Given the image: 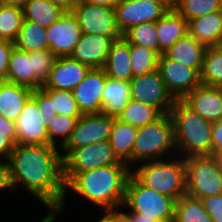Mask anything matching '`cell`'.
<instances>
[{"label": "cell", "instance_id": "4fadbf2b", "mask_svg": "<svg viewBox=\"0 0 222 222\" xmlns=\"http://www.w3.org/2000/svg\"><path fill=\"white\" fill-rule=\"evenodd\" d=\"M114 118L102 113L83 114L77 120L70 138L61 149H77L92 143L109 140Z\"/></svg>", "mask_w": 222, "mask_h": 222}, {"label": "cell", "instance_id": "f546056e", "mask_svg": "<svg viewBox=\"0 0 222 222\" xmlns=\"http://www.w3.org/2000/svg\"><path fill=\"white\" fill-rule=\"evenodd\" d=\"M201 84L222 88V46H208L200 72Z\"/></svg>", "mask_w": 222, "mask_h": 222}, {"label": "cell", "instance_id": "d6986e66", "mask_svg": "<svg viewBox=\"0 0 222 222\" xmlns=\"http://www.w3.org/2000/svg\"><path fill=\"white\" fill-rule=\"evenodd\" d=\"M201 117L211 122L222 118V88L200 84L182 99Z\"/></svg>", "mask_w": 222, "mask_h": 222}, {"label": "cell", "instance_id": "cb8c5ba5", "mask_svg": "<svg viewBox=\"0 0 222 222\" xmlns=\"http://www.w3.org/2000/svg\"><path fill=\"white\" fill-rule=\"evenodd\" d=\"M206 46L198 42L189 33L177 40L163 54L171 60L179 61L186 66L195 68L199 73L203 65Z\"/></svg>", "mask_w": 222, "mask_h": 222}, {"label": "cell", "instance_id": "e0dca14e", "mask_svg": "<svg viewBox=\"0 0 222 222\" xmlns=\"http://www.w3.org/2000/svg\"><path fill=\"white\" fill-rule=\"evenodd\" d=\"M91 68L70 56L57 57L41 89L72 91Z\"/></svg>", "mask_w": 222, "mask_h": 222}, {"label": "cell", "instance_id": "8fae6325", "mask_svg": "<svg viewBox=\"0 0 222 222\" xmlns=\"http://www.w3.org/2000/svg\"><path fill=\"white\" fill-rule=\"evenodd\" d=\"M72 12L83 34L122 37L116 26L115 7L78 3Z\"/></svg>", "mask_w": 222, "mask_h": 222}, {"label": "cell", "instance_id": "b9f144b4", "mask_svg": "<svg viewBox=\"0 0 222 222\" xmlns=\"http://www.w3.org/2000/svg\"><path fill=\"white\" fill-rule=\"evenodd\" d=\"M14 42L0 39V81H6L9 61Z\"/></svg>", "mask_w": 222, "mask_h": 222}, {"label": "cell", "instance_id": "7402d4cb", "mask_svg": "<svg viewBox=\"0 0 222 222\" xmlns=\"http://www.w3.org/2000/svg\"><path fill=\"white\" fill-rule=\"evenodd\" d=\"M188 33L206 47L220 46L222 38V10L189 20Z\"/></svg>", "mask_w": 222, "mask_h": 222}, {"label": "cell", "instance_id": "4316f807", "mask_svg": "<svg viewBox=\"0 0 222 222\" xmlns=\"http://www.w3.org/2000/svg\"><path fill=\"white\" fill-rule=\"evenodd\" d=\"M6 81L29 87L33 90L32 52L12 49Z\"/></svg>", "mask_w": 222, "mask_h": 222}, {"label": "cell", "instance_id": "83f0119b", "mask_svg": "<svg viewBox=\"0 0 222 222\" xmlns=\"http://www.w3.org/2000/svg\"><path fill=\"white\" fill-rule=\"evenodd\" d=\"M22 11L23 19L44 28L52 25L65 12L50 0H29L22 8Z\"/></svg>", "mask_w": 222, "mask_h": 222}, {"label": "cell", "instance_id": "c3c4849f", "mask_svg": "<svg viewBox=\"0 0 222 222\" xmlns=\"http://www.w3.org/2000/svg\"><path fill=\"white\" fill-rule=\"evenodd\" d=\"M128 220L129 222H158L153 218L144 217L142 214L136 213H125V211H120Z\"/></svg>", "mask_w": 222, "mask_h": 222}, {"label": "cell", "instance_id": "f6af8a7d", "mask_svg": "<svg viewBox=\"0 0 222 222\" xmlns=\"http://www.w3.org/2000/svg\"><path fill=\"white\" fill-rule=\"evenodd\" d=\"M16 145L17 143L10 136L0 134V157L8 161L10 153Z\"/></svg>", "mask_w": 222, "mask_h": 222}, {"label": "cell", "instance_id": "d590c367", "mask_svg": "<svg viewBox=\"0 0 222 222\" xmlns=\"http://www.w3.org/2000/svg\"><path fill=\"white\" fill-rule=\"evenodd\" d=\"M159 55L152 49L130 44V62L133 76H140L157 69Z\"/></svg>", "mask_w": 222, "mask_h": 222}, {"label": "cell", "instance_id": "7a4b0ae2", "mask_svg": "<svg viewBox=\"0 0 222 222\" xmlns=\"http://www.w3.org/2000/svg\"><path fill=\"white\" fill-rule=\"evenodd\" d=\"M131 175L127 164H113L81 173H63L65 189L79 194L104 211H117L124 203Z\"/></svg>", "mask_w": 222, "mask_h": 222}, {"label": "cell", "instance_id": "ba28073f", "mask_svg": "<svg viewBox=\"0 0 222 222\" xmlns=\"http://www.w3.org/2000/svg\"><path fill=\"white\" fill-rule=\"evenodd\" d=\"M62 150L63 173H81L108 165L126 164L117 158L109 140L60 151Z\"/></svg>", "mask_w": 222, "mask_h": 222}, {"label": "cell", "instance_id": "277c9868", "mask_svg": "<svg viewBox=\"0 0 222 222\" xmlns=\"http://www.w3.org/2000/svg\"><path fill=\"white\" fill-rule=\"evenodd\" d=\"M180 157L169 162L159 159L137 164L131 174L147 188L177 201L187 193L186 163L185 158Z\"/></svg>", "mask_w": 222, "mask_h": 222}, {"label": "cell", "instance_id": "db71d44e", "mask_svg": "<svg viewBox=\"0 0 222 222\" xmlns=\"http://www.w3.org/2000/svg\"><path fill=\"white\" fill-rule=\"evenodd\" d=\"M56 217L53 214H45V217L40 222H54Z\"/></svg>", "mask_w": 222, "mask_h": 222}, {"label": "cell", "instance_id": "9f6ffc18", "mask_svg": "<svg viewBox=\"0 0 222 222\" xmlns=\"http://www.w3.org/2000/svg\"><path fill=\"white\" fill-rule=\"evenodd\" d=\"M218 157H219L220 162H221V164H222V154H220Z\"/></svg>", "mask_w": 222, "mask_h": 222}, {"label": "cell", "instance_id": "7dc6e473", "mask_svg": "<svg viewBox=\"0 0 222 222\" xmlns=\"http://www.w3.org/2000/svg\"><path fill=\"white\" fill-rule=\"evenodd\" d=\"M53 4L60 7L65 12H72L78 4V0H50Z\"/></svg>", "mask_w": 222, "mask_h": 222}, {"label": "cell", "instance_id": "816d5d0a", "mask_svg": "<svg viewBox=\"0 0 222 222\" xmlns=\"http://www.w3.org/2000/svg\"><path fill=\"white\" fill-rule=\"evenodd\" d=\"M105 215L98 222H116V211H104Z\"/></svg>", "mask_w": 222, "mask_h": 222}, {"label": "cell", "instance_id": "e575fe53", "mask_svg": "<svg viewBox=\"0 0 222 222\" xmlns=\"http://www.w3.org/2000/svg\"><path fill=\"white\" fill-rule=\"evenodd\" d=\"M22 21L21 8L0 3V39L14 42L18 37Z\"/></svg>", "mask_w": 222, "mask_h": 222}, {"label": "cell", "instance_id": "836d02e7", "mask_svg": "<svg viewBox=\"0 0 222 222\" xmlns=\"http://www.w3.org/2000/svg\"><path fill=\"white\" fill-rule=\"evenodd\" d=\"M174 9L187 21L222 10V0H175Z\"/></svg>", "mask_w": 222, "mask_h": 222}, {"label": "cell", "instance_id": "8992f818", "mask_svg": "<svg viewBox=\"0 0 222 222\" xmlns=\"http://www.w3.org/2000/svg\"><path fill=\"white\" fill-rule=\"evenodd\" d=\"M131 213L142 214L158 222H174L175 200L141 184L129 176L123 206Z\"/></svg>", "mask_w": 222, "mask_h": 222}, {"label": "cell", "instance_id": "30bf717a", "mask_svg": "<svg viewBox=\"0 0 222 222\" xmlns=\"http://www.w3.org/2000/svg\"><path fill=\"white\" fill-rule=\"evenodd\" d=\"M129 82L132 100L152 105L162 114L170 112L176 99L167 90L157 69L144 75L135 76Z\"/></svg>", "mask_w": 222, "mask_h": 222}, {"label": "cell", "instance_id": "8d00e7d4", "mask_svg": "<svg viewBox=\"0 0 222 222\" xmlns=\"http://www.w3.org/2000/svg\"><path fill=\"white\" fill-rule=\"evenodd\" d=\"M79 117H70L64 115H56L53 119H46L44 125L49 135V145L57 147L58 140L56 137H62L59 146L60 149L67 143L72 131L74 130Z\"/></svg>", "mask_w": 222, "mask_h": 222}, {"label": "cell", "instance_id": "603a6c76", "mask_svg": "<svg viewBox=\"0 0 222 222\" xmlns=\"http://www.w3.org/2000/svg\"><path fill=\"white\" fill-rule=\"evenodd\" d=\"M130 61V44L121 37L113 42L103 69L108 77L129 82L134 77Z\"/></svg>", "mask_w": 222, "mask_h": 222}, {"label": "cell", "instance_id": "44dd1931", "mask_svg": "<svg viewBox=\"0 0 222 222\" xmlns=\"http://www.w3.org/2000/svg\"><path fill=\"white\" fill-rule=\"evenodd\" d=\"M156 30L159 42V56H161L177 40L188 34V21L175 9H171L156 21Z\"/></svg>", "mask_w": 222, "mask_h": 222}, {"label": "cell", "instance_id": "5b68a950", "mask_svg": "<svg viewBox=\"0 0 222 222\" xmlns=\"http://www.w3.org/2000/svg\"><path fill=\"white\" fill-rule=\"evenodd\" d=\"M173 149L177 151L173 121L170 113H165L154 122L138 128L133 145V163L162 159Z\"/></svg>", "mask_w": 222, "mask_h": 222}, {"label": "cell", "instance_id": "9a60e30c", "mask_svg": "<svg viewBox=\"0 0 222 222\" xmlns=\"http://www.w3.org/2000/svg\"><path fill=\"white\" fill-rule=\"evenodd\" d=\"M41 110L37 103L30 98L16 119L17 144L49 145V135Z\"/></svg>", "mask_w": 222, "mask_h": 222}, {"label": "cell", "instance_id": "60d3db41", "mask_svg": "<svg viewBox=\"0 0 222 222\" xmlns=\"http://www.w3.org/2000/svg\"><path fill=\"white\" fill-rule=\"evenodd\" d=\"M213 222H222V193L200 199Z\"/></svg>", "mask_w": 222, "mask_h": 222}, {"label": "cell", "instance_id": "d4e9b609", "mask_svg": "<svg viewBox=\"0 0 222 222\" xmlns=\"http://www.w3.org/2000/svg\"><path fill=\"white\" fill-rule=\"evenodd\" d=\"M130 100V82L116 80L107 76L102 92L101 113L117 118Z\"/></svg>", "mask_w": 222, "mask_h": 222}, {"label": "cell", "instance_id": "484cf974", "mask_svg": "<svg viewBox=\"0 0 222 222\" xmlns=\"http://www.w3.org/2000/svg\"><path fill=\"white\" fill-rule=\"evenodd\" d=\"M137 134L138 127L114 118L109 141L117 158L130 168L133 163V145Z\"/></svg>", "mask_w": 222, "mask_h": 222}, {"label": "cell", "instance_id": "4dcf8cb0", "mask_svg": "<svg viewBox=\"0 0 222 222\" xmlns=\"http://www.w3.org/2000/svg\"><path fill=\"white\" fill-rule=\"evenodd\" d=\"M161 115L156 107L131 99L117 119L139 128L154 122Z\"/></svg>", "mask_w": 222, "mask_h": 222}, {"label": "cell", "instance_id": "f5cc1de1", "mask_svg": "<svg viewBox=\"0 0 222 222\" xmlns=\"http://www.w3.org/2000/svg\"><path fill=\"white\" fill-rule=\"evenodd\" d=\"M116 222H129V220L119 210L116 211Z\"/></svg>", "mask_w": 222, "mask_h": 222}, {"label": "cell", "instance_id": "3957f363", "mask_svg": "<svg viewBox=\"0 0 222 222\" xmlns=\"http://www.w3.org/2000/svg\"><path fill=\"white\" fill-rule=\"evenodd\" d=\"M169 113L174 126L176 152L183 153V158L212 155L213 122L201 117L182 99H176Z\"/></svg>", "mask_w": 222, "mask_h": 222}, {"label": "cell", "instance_id": "6da1fadb", "mask_svg": "<svg viewBox=\"0 0 222 222\" xmlns=\"http://www.w3.org/2000/svg\"><path fill=\"white\" fill-rule=\"evenodd\" d=\"M59 147L17 144L8 162L13 188L21 184L57 217L65 207L63 158Z\"/></svg>", "mask_w": 222, "mask_h": 222}, {"label": "cell", "instance_id": "ab89813d", "mask_svg": "<svg viewBox=\"0 0 222 222\" xmlns=\"http://www.w3.org/2000/svg\"><path fill=\"white\" fill-rule=\"evenodd\" d=\"M31 98L37 103L38 110H41L43 116L48 120L57 115L52 99L41 88L33 90Z\"/></svg>", "mask_w": 222, "mask_h": 222}, {"label": "cell", "instance_id": "1f68e13d", "mask_svg": "<svg viewBox=\"0 0 222 222\" xmlns=\"http://www.w3.org/2000/svg\"><path fill=\"white\" fill-rule=\"evenodd\" d=\"M174 222H213L200 199L184 195L175 201Z\"/></svg>", "mask_w": 222, "mask_h": 222}, {"label": "cell", "instance_id": "ffe728a7", "mask_svg": "<svg viewBox=\"0 0 222 222\" xmlns=\"http://www.w3.org/2000/svg\"><path fill=\"white\" fill-rule=\"evenodd\" d=\"M33 90L9 81H0V114L11 121H16Z\"/></svg>", "mask_w": 222, "mask_h": 222}, {"label": "cell", "instance_id": "bcb514c9", "mask_svg": "<svg viewBox=\"0 0 222 222\" xmlns=\"http://www.w3.org/2000/svg\"><path fill=\"white\" fill-rule=\"evenodd\" d=\"M13 189L11 175H10V167L9 162L6 160L0 162V190L4 189Z\"/></svg>", "mask_w": 222, "mask_h": 222}, {"label": "cell", "instance_id": "52a82bcc", "mask_svg": "<svg viewBox=\"0 0 222 222\" xmlns=\"http://www.w3.org/2000/svg\"><path fill=\"white\" fill-rule=\"evenodd\" d=\"M187 195L203 199L222 193V164L218 156L185 158Z\"/></svg>", "mask_w": 222, "mask_h": 222}, {"label": "cell", "instance_id": "ac0fdd59", "mask_svg": "<svg viewBox=\"0 0 222 222\" xmlns=\"http://www.w3.org/2000/svg\"><path fill=\"white\" fill-rule=\"evenodd\" d=\"M120 38L82 34L70 57L90 68H103L113 42Z\"/></svg>", "mask_w": 222, "mask_h": 222}, {"label": "cell", "instance_id": "f907efd6", "mask_svg": "<svg viewBox=\"0 0 222 222\" xmlns=\"http://www.w3.org/2000/svg\"><path fill=\"white\" fill-rule=\"evenodd\" d=\"M29 0H0L1 4L23 8Z\"/></svg>", "mask_w": 222, "mask_h": 222}, {"label": "cell", "instance_id": "11a10c76", "mask_svg": "<svg viewBox=\"0 0 222 222\" xmlns=\"http://www.w3.org/2000/svg\"><path fill=\"white\" fill-rule=\"evenodd\" d=\"M160 4H175V0H149Z\"/></svg>", "mask_w": 222, "mask_h": 222}, {"label": "cell", "instance_id": "f1b7e54d", "mask_svg": "<svg viewBox=\"0 0 222 222\" xmlns=\"http://www.w3.org/2000/svg\"><path fill=\"white\" fill-rule=\"evenodd\" d=\"M46 28L23 19L14 46L22 51L34 52L49 50Z\"/></svg>", "mask_w": 222, "mask_h": 222}, {"label": "cell", "instance_id": "5bb4252c", "mask_svg": "<svg viewBox=\"0 0 222 222\" xmlns=\"http://www.w3.org/2000/svg\"><path fill=\"white\" fill-rule=\"evenodd\" d=\"M46 31L49 50L56 57L70 56L83 34L73 12H64Z\"/></svg>", "mask_w": 222, "mask_h": 222}, {"label": "cell", "instance_id": "f35d334b", "mask_svg": "<svg viewBox=\"0 0 222 222\" xmlns=\"http://www.w3.org/2000/svg\"><path fill=\"white\" fill-rule=\"evenodd\" d=\"M53 101L57 115L81 117L83 114L78 108L72 91L42 89Z\"/></svg>", "mask_w": 222, "mask_h": 222}, {"label": "cell", "instance_id": "2e32d148", "mask_svg": "<svg viewBox=\"0 0 222 222\" xmlns=\"http://www.w3.org/2000/svg\"><path fill=\"white\" fill-rule=\"evenodd\" d=\"M107 75L103 68H91L85 78L72 90L82 114H100L102 92Z\"/></svg>", "mask_w": 222, "mask_h": 222}, {"label": "cell", "instance_id": "d6a6232c", "mask_svg": "<svg viewBox=\"0 0 222 222\" xmlns=\"http://www.w3.org/2000/svg\"><path fill=\"white\" fill-rule=\"evenodd\" d=\"M122 37L129 44L150 48L159 55L156 21L135 25L127 30Z\"/></svg>", "mask_w": 222, "mask_h": 222}, {"label": "cell", "instance_id": "7c38bea8", "mask_svg": "<svg viewBox=\"0 0 222 222\" xmlns=\"http://www.w3.org/2000/svg\"><path fill=\"white\" fill-rule=\"evenodd\" d=\"M157 70L175 99H183L201 84L200 73L195 68L168 59L164 54L158 58Z\"/></svg>", "mask_w": 222, "mask_h": 222}, {"label": "cell", "instance_id": "ee69618b", "mask_svg": "<svg viewBox=\"0 0 222 222\" xmlns=\"http://www.w3.org/2000/svg\"><path fill=\"white\" fill-rule=\"evenodd\" d=\"M0 134L10 136L17 143V131L14 121L9 120L0 114Z\"/></svg>", "mask_w": 222, "mask_h": 222}, {"label": "cell", "instance_id": "7bdbcfd3", "mask_svg": "<svg viewBox=\"0 0 222 222\" xmlns=\"http://www.w3.org/2000/svg\"><path fill=\"white\" fill-rule=\"evenodd\" d=\"M222 154V118L213 122L212 127V155Z\"/></svg>", "mask_w": 222, "mask_h": 222}, {"label": "cell", "instance_id": "74e56055", "mask_svg": "<svg viewBox=\"0 0 222 222\" xmlns=\"http://www.w3.org/2000/svg\"><path fill=\"white\" fill-rule=\"evenodd\" d=\"M56 58L50 50L32 52L33 90L40 89L46 82Z\"/></svg>", "mask_w": 222, "mask_h": 222}, {"label": "cell", "instance_id": "681fc988", "mask_svg": "<svg viewBox=\"0 0 222 222\" xmlns=\"http://www.w3.org/2000/svg\"><path fill=\"white\" fill-rule=\"evenodd\" d=\"M119 0H78V3H89L104 7H115Z\"/></svg>", "mask_w": 222, "mask_h": 222}, {"label": "cell", "instance_id": "9c48e42d", "mask_svg": "<svg viewBox=\"0 0 222 222\" xmlns=\"http://www.w3.org/2000/svg\"><path fill=\"white\" fill-rule=\"evenodd\" d=\"M171 9H174V4H160L149 0H119L115 6L117 29L123 35L135 25L157 21Z\"/></svg>", "mask_w": 222, "mask_h": 222}]
</instances>
